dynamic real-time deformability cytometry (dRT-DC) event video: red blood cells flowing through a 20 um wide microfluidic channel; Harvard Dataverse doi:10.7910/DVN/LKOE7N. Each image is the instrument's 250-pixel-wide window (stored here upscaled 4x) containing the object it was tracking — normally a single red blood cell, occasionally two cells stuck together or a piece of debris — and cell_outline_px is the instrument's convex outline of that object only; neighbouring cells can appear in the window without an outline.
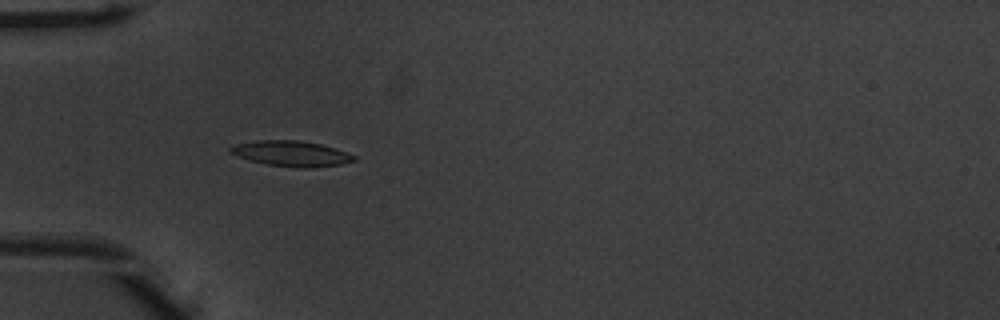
{"species": "common noctule bat (a hibernating species)", "species_latin": "Nyctalus noctula", "temperature_condition": "warm", "stored_images_in_passage": 37, "camera_frame_rate_fps": 3000, "um_per_image_px": 0.085, "animal": {"sex": "male", "body_mass_g": 20.1, "forearm_length_mm": 53.5}, "frame": {"image": 1, "passage_image": 1, "time_ms": 0.0, "image_size_px": [1000, 320], "cell_outline_px": [[356, 160], [340, 164], [312, 168], [296, 168], [268, 164], [248, 160], [236, 156], [228, 152], [228, 148], [236, 144], [256, 140], [296, 140], [320, 144], [336, 148], [348, 152], [356, 156]], "centroid_in_image_um": [24.75, 13.05], "position_along_channel_um": 60.3, "area_um2": 18.5}}
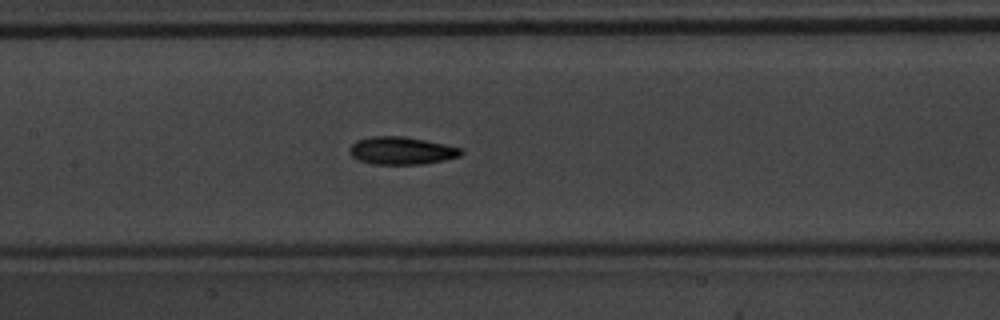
{"frame": {"image": 2, "passage_image": 10, "time_ms": 3.0, "image_size_px": [1000, 320], "cell_outline_px": [[464, 152], [460, 156], [444, 160], [424, 164], [372, 164], [356, 160], [348, 152], [348, 148], [356, 140], [372, 136], [404, 136], [464, 148]], "centroid_in_image_um": [34.11, 12.81], "position_along_channel_um": 173.3, "area_um2": 18.21}}
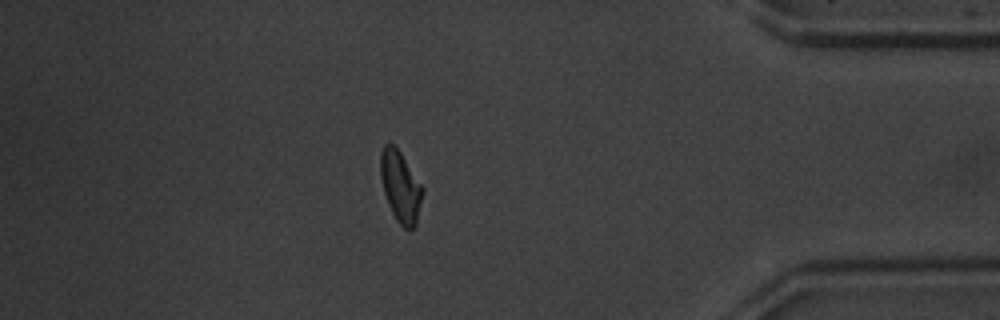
{"frame": {"image": 3, "passage_image": 30, "time_ms": 9.667, "image_size_px": [1000, 320], "cell_outline_px": [[424, 192], [416, 224], [412, 228], [404, 228], [396, 220], [388, 204], [384, 192], [380, 176], [380, 152], [384, 144], [388, 140], [400, 152], [424, 188]], "centroid_in_image_um": [34.03, 15.83], "position_along_channel_um": 401.2, "area_um2": 17.46}, "authors_computed_cell_mechanics": {"area_um2": 17.3978, "velocity_mm_per_s": 3.9049, "shape_relaxation_time_tau1_ms": 3.1787, "shape_relaxation_time_tau2_ms": 4.0135, "deformation_change_tau1": 0.1449, "deformation_change_tau2": 0.0888}}